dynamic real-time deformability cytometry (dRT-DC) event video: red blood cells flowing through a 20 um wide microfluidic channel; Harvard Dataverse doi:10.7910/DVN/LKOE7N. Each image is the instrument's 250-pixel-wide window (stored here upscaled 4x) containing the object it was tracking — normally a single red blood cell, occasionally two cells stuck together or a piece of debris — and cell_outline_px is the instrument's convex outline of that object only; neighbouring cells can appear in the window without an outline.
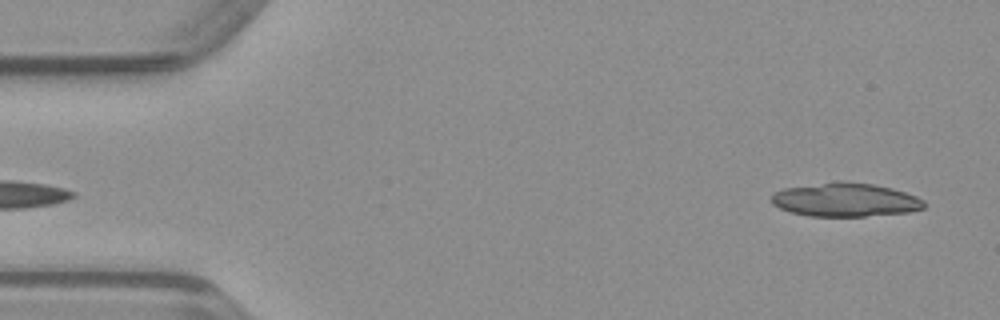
{"species": "common noctule bat (a hibernating species)", "species_latin": "Nyctalus noctula", "temperature_condition": "warm", "stored_images_in_passage": 22, "camera_frame_rate_fps": 3000, "um_per_image_px": 0.085, "animal": {"sex": "male", "body_mass_g": 23.1, "forearm_length_mm": 52.7}, "frame": {"image": 1, "passage_image": 1, "time_ms": 0.0, "image_size_px": [1000, 320], "cell_outline_px": [[924, 208], [908, 212], [864, 216], [808, 216], [788, 212], [772, 204], [772, 192], [784, 188], [836, 180], [840, 180], [872, 184], [892, 188], [916, 196], [924, 200]], "centroid_in_image_um": [71.81, 16.97], "position_along_channel_um": 13.2, "area_um2": 30.17}}